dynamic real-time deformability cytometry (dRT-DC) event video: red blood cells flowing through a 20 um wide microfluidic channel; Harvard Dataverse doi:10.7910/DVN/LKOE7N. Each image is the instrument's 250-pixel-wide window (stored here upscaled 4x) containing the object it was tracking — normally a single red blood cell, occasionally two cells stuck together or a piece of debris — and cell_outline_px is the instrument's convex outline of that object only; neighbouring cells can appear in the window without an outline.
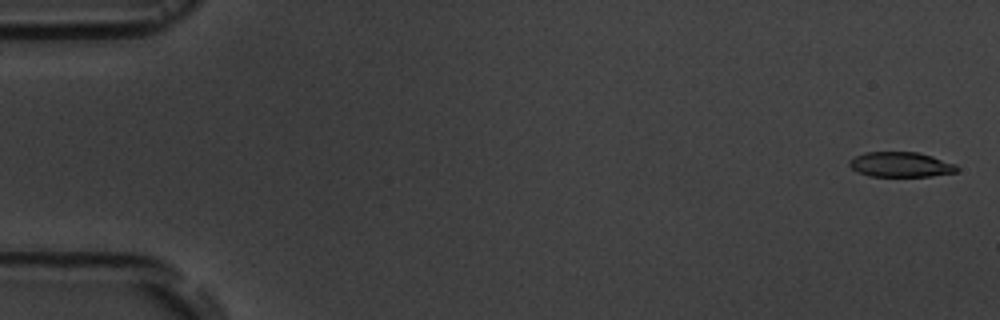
{"species": "common noctule bat (a hibernating species)", "species_latin": "Nyctalus noctula", "temperature_condition": "room temperature", "stored_images_in_passage": 6, "camera_frame_rate_fps": 3000, "um_per_image_px": 0.085, "animal": {"sex": "male", "body_mass_g": 19.5, "forearm_length_mm": 54.6}, "frame": {"image": 1, "passage_image": 1, "time_ms": 0.0, "image_size_px": [1000, 320], "cell_outline_px": [[960, 168], [956, 172], [932, 176], [868, 176], [856, 172], [848, 164], [848, 160], [864, 152], [916, 152], [932, 156], [956, 164]], "centroid_in_image_um": [76.55, 13.99], "position_along_channel_um": 8.5, "area_um2": 15.78}}
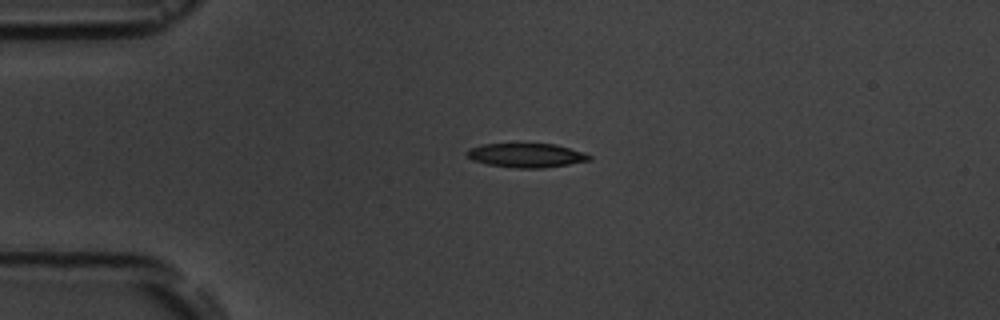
{"frame": {"image": 2, "passage_image": 4, "time_ms": 4.0, "image_size_px": [1000, 320], "cell_outline_px": [[592, 160], [568, 164], [540, 168], [516, 168], [488, 164], [472, 160], [464, 152], [468, 148], [480, 144], [556, 144], [584, 152], [592, 156]], "centroid_in_image_um": [44.72, 13.2], "position_along_channel_um": 40.3, "area_um2": 17.22}}
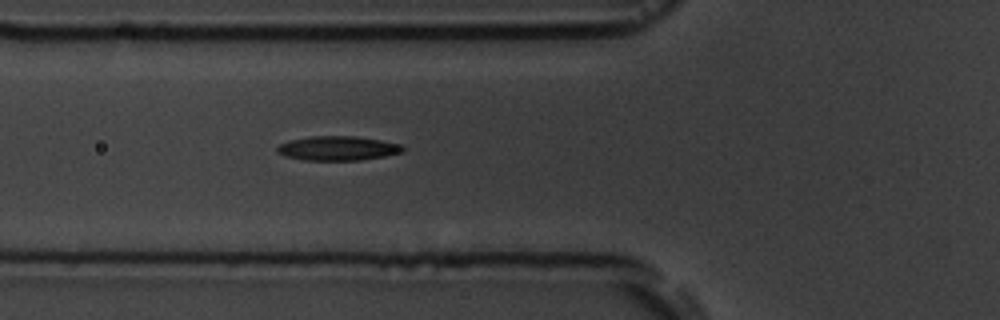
{"frame": {"image": 3, "passage_image": 6, "time_ms": 6.333, "image_size_px": [1000, 320], "cell_outline_px": [[404, 152], [384, 156], [360, 160], [304, 160], [284, 156], [276, 152], [276, 148], [280, 144], [288, 140], [312, 136], [356, 136], [380, 140], [400, 144], [404, 148]], "centroid_in_image_um": [28.68, 12.6], "position_along_channel_um": 97.1, "area_um2": 17.86}}